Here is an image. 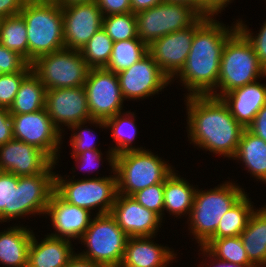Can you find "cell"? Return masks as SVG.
Returning <instances> with one entry per match:
<instances>
[{
	"label": "cell",
	"instance_id": "cell-24",
	"mask_svg": "<svg viewBox=\"0 0 266 267\" xmlns=\"http://www.w3.org/2000/svg\"><path fill=\"white\" fill-rule=\"evenodd\" d=\"M26 227L17 224L0 232V263L3 266L27 267L33 230Z\"/></svg>",
	"mask_w": 266,
	"mask_h": 267
},
{
	"label": "cell",
	"instance_id": "cell-48",
	"mask_svg": "<svg viewBox=\"0 0 266 267\" xmlns=\"http://www.w3.org/2000/svg\"><path fill=\"white\" fill-rule=\"evenodd\" d=\"M165 0H130L133 13L154 7Z\"/></svg>",
	"mask_w": 266,
	"mask_h": 267
},
{
	"label": "cell",
	"instance_id": "cell-41",
	"mask_svg": "<svg viewBox=\"0 0 266 267\" xmlns=\"http://www.w3.org/2000/svg\"><path fill=\"white\" fill-rule=\"evenodd\" d=\"M103 16L132 12L130 0H96Z\"/></svg>",
	"mask_w": 266,
	"mask_h": 267
},
{
	"label": "cell",
	"instance_id": "cell-11",
	"mask_svg": "<svg viewBox=\"0 0 266 267\" xmlns=\"http://www.w3.org/2000/svg\"><path fill=\"white\" fill-rule=\"evenodd\" d=\"M137 37L148 46L155 40L191 26L200 15L190 6L163 1L135 13Z\"/></svg>",
	"mask_w": 266,
	"mask_h": 267
},
{
	"label": "cell",
	"instance_id": "cell-39",
	"mask_svg": "<svg viewBox=\"0 0 266 267\" xmlns=\"http://www.w3.org/2000/svg\"><path fill=\"white\" fill-rule=\"evenodd\" d=\"M237 29L247 38L252 45L255 54L258 57L260 65L266 70V21L260 28L259 33L253 36V32H250L249 27L244 24L242 19L236 20Z\"/></svg>",
	"mask_w": 266,
	"mask_h": 267
},
{
	"label": "cell",
	"instance_id": "cell-49",
	"mask_svg": "<svg viewBox=\"0 0 266 267\" xmlns=\"http://www.w3.org/2000/svg\"><path fill=\"white\" fill-rule=\"evenodd\" d=\"M65 267H102L101 265L88 260L75 252Z\"/></svg>",
	"mask_w": 266,
	"mask_h": 267
},
{
	"label": "cell",
	"instance_id": "cell-6",
	"mask_svg": "<svg viewBox=\"0 0 266 267\" xmlns=\"http://www.w3.org/2000/svg\"><path fill=\"white\" fill-rule=\"evenodd\" d=\"M27 28L28 62L65 48L59 4L24 3L19 13Z\"/></svg>",
	"mask_w": 266,
	"mask_h": 267
},
{
	"label": "cell",
	"instance_id": "cell-10",
	"mask_svg": "<svg viewBox=\"0 0 266 267\" xmlns=\"http://www.w3.org/2000/svg\"><path fill=\"white\" fill-rule=\"evenodd\" d=\"M30 65L46 90L84 86L90 69L80 50L68 48L40 56Z\"/></svg>",
	"mask_w": 266,
	"mask_h": 267
},
{
	"label": "cell",
	"instance_id": "cell-33",
	"mask_svg": "<svg viewBox=\"0 0 266 267\" xmlns=\"http://www.w3.org/2000/svg\"><path fill=\"white\" fill-rule=\"evenodd\" d=\"M203 247L214 258L241 265H253L248 259L240 236L210 238Z\"/></svg>",
	"mask_w": 266,
	"mask_h": 267
},
{
	"label": "cell",
	"instance_id": "cell-45",
	"mask_svg": "<svg viewBox=\"0 0 266 267\" xmlns=\"http://www.w3.org/2000/svg\"><path fill=\"white\" fill-rule=\"evenodd\" d=\"M232 0H202V17H214L221 13Z\"/></svg>",
	"mask_w": 266,
	"mask_h": 267
},
{
	"label": "cell",
	"instance_id": "cell-36",
	"mask_svg": "<svg viewBox=\"0 0 266 267\" xmlns=\"http://www.w3.org/2000/svg\"><path fill=\"white\" fill-rule=\"evenodd\" d=\"M94 124L96 128L99 126L100 128L107 129V125L103 120H90L88 122H80L78 124L73 125L70 130L73 131L74 134H71L70 146H72L71 154H80L89 150H99L96 144V138L94 136V131L90 128H86L88 126H84L85 124ZM83 127H85L83 129ZM77 131V132H76ZM90 138H89V137Z\"/></svg>",
	"mask_w": 266,
	"mask_h": 267
},
{
	"label": "cell",
	"instance_id": "cell-5",
	"mask_svg": "<svg viewBox=\"0 0 266 267\" xmlns=\"http://www.w3.org/2000/svg\"><path fill=\"white\" fill-rule=\"evenodd\" d=\"M266 77V70L247 38L237 29L226 41L220 61L216 91L210 96L221 98L238 87ZM217 89L219 92L217 93Z\"/></svg>",
	"mask_w": 266,
	"mask_h": 267
},
{
	"label": "cell",
	"instance_id": "cell-47",
	"mask_svg": "<svg viewBox=\"0 0 266 267\" xmlns=\"http://www.w3.org/2000/svg\"><path fill=\"white\" fill-rule=\"evenodd\" d=\"M200 250L202 251L201 254H203V257L207 256L211 261L213 260L211 262L213 264V267H255L254 265H241V264L230 263V262H226V261L214 258L203 246H200ZM211 263L210 264L207 263V265L210 267L212 266Z\"/></svg>",
	"mask_w": 266,
	"mask_h": 267
},
{
	"label": "cell",
	"instance_id": "cell-2",
	"mask_svg": "<svg viewBox=\"0 0 266 267\" xmlns=\"http://www.w3.org/2000/svg\"><path fill=\"white\" fill-rule=\"evenodd\" d=\"M215 19L216 16L209 17L195 31L186 63L175 76L188 90L186 97L207 96L216 91L223 49L237 24L227 27Z\"/></svg>",
	"mask_w": 266,
	"mask_h": 267
},
{
	"label": "cell",
	"instance_id": "cell-28",
	"mask_svg": "<svg viewBox=\"0 0 266 267\" xmlns=\"http://www.w3.org/2000/svg\"><path fill=\"white\" fill-rule=\"evenodd\" d=\"M173 172L164 181V211L178 217L190 215L196 188L186 178Z\"/></svg>",
	"mask_w": 266,
	"mask_h": 267
},
{
	"label": "cell",
	"instance_id": "cell-12",
	"mask_svg": "<svg viewBox=\"0 0 266 267\" xmlns=\"http://www.w3.org/2000/svg\"><path fill=\"white\" fill-rule=\"evenodd\" d=\"M84 88L92 119L106 121L124 110L119 80L113 71L106 68L89 69Z\"/></svg>",
	"mask_w": 266,
	"mask_h": 267
},
{
	"label": "cell",
	"instance_id": "cell-46",
	"mask_svg": "<svg viewBox=\"0 0 266 267\" xmlns=\"http://www.w3.org/2000/svg\"><path fill=\"white\" fill-rule=\"evenodd\" d=\"M23 4V0H0V18L19 14Z\"/></svg>",
	"mask_w": 266,
	"mask_h": 267
},
{
	"label": "cell",
	"instance_id": "cell-34",
	"mask_svg": "<svg viewBox=\"0 0 266 267\" xmlns=\"http://www.w3.org/2000/svg\"><path fill=\"white\" fill-rule=\"evenodd\" d=\"M113 40L100 28L91 39L80 49L87 66L91 68H105L110 60Z\"/></svg>",
	"mask_w": 266,
	"mask_h": 267
},
{
	"label": "cell",
	"instance_id": "cell-20",
	"mask_svg": "<svg viewBox=\"0 0 266 267\" xmlns=\"http://www.w3.org/2000/svg\"><path fill=\"white\" fill-rule=\"evenodd\" d=\"M46 214L50 216L54 232L49 235L68 240H79L92 220L88 209L64 201L55 191L50 198Z\"/></svg>",
	"mask_w": 266,
	"mask_h": 267
},
{
	"label": "cell",
	"instance_id": "cell-50",
	"mask_svg": "<svg viewBox=\"0 0 266 267\" xmlns=\"http://www.w3.org/2000/svg\"><path fill=\"white\" fill-rule=\"evenodd\" d=\"M173 3H180L190 6L200 16H202V0H165Z\"/></svg>",
	"mask_w": 266,
	"mask_h": 267
},
{
	"label": "cell",
	"instance_id": "cell-51",
	"mask_svg": "<svg viewBox=\"0 0 266 267\" xmlns=\"http://www.w3.org/2000/svg\"><path fill=\"white\" fill-rule=\"evenodd\" d=\"M96 0H59L58 4L61 7L67 6V5H74V4H81V3H91L95 2Z\"/></svg>",
	"mask_w": 266,
	"mask_h": 267
},
{
	"label": "cell",
	"instance_id": "cell-38",
	"mask_svg": "<svg viewBox=\"0 0 266 267\" xmlns=\"http://www.w3.org/2000/svg\"><path fill=\"white\" fill-rule=\"evenodd\" d=\"M31 71H20L0 75V107L9 109L13 104L22 80Z\"/></svg>",
	"mask_w": 266,
	"mask_h": 267
},
{
	"label": "cell",
	"instance_id": "cell-9",
	"mask_svg": "<svg viewBox=\"0 0 266 267\" xmlns=\"http://www.w3.org/2000/svg\"><path fill=\"white\" fill-rule=\"evenodd\" d=\"M94 216L80 239L87 250L79 255L102 267H118L124 256L128 236L110 213Z\"/></svg>",
	"mask_w": 266,
	"mask_h": 267
},
{
	"label": "cell",
	"instance_id": "cell-43",
	"mask_svg": "<svg viewBox=\"0 0 266 267\" xmlns=\"http://www.w3.org/2000/svg\"><path fill=\"white\" fill-rule=\"evenodd\" d=\"M14 139L11 114L7 108L0 107V146Z\"/></svg>",
	"mask_w": 266,
	"mask_h": 267
},
{
	"label": "cell",
	"instance_id": "cell-37",
	"mask_svg": "<svg viewBox=\"0 0 266 267\" xmlns=\"http://www.w3.org/2000/svg\"><path fill=\"white\" fill-rule=\"evenodd\" d=\"M132 196L139 204L157 213L161 219L163 218L164 182L148 186Z\"/></svg>",
	"mask_w": 266,
	"mask_h": 267
},
{
	"label": "cell",
	"instance_id": "cell-22",
	"mask_svg": "<svg viewBox=\"0 0 266 267\" xmlns=\"http://www.w3.org/2000/svg\"><path fill=\"white\" fill-rule=\"evenodd\" d=\"M155 237H128L122 267H167L173 263L174 250L161 244H154Z\"/></svg>",
	"mask_w": 266,
	"mask_h": 267
},
{
	"label": "cell",
	"instance_id": "cell-3",
	"mask_svg": "<svg viewBox=\"0 0 266 267\" xmlns=\"http://www.w3.org/2000/svg\"><path fill=\"white\" fill-rule=\"evenodd\" d=\"M54 191L55 174L18 177L0 171V222H10L31 214L46 215Z\"/></svg>",
	"mask_w": 266,
	"mask_h": 267
},
{
	"label": "cell",
	"instance_id": "cell-7",
	"mask_svg": "<svg viewBox=\"0 0 266 267\" xmlns=\"http://www.w3.org/2000/svg\"><path fill=\"white\" fill-rule=\"evenodd\" d=\"M154 154L145 148L115 156L118 194L132 196L139 190L165 181L174 169L168 161Z\"/></svg>",
	"mask_w": 266,
	"mask_h": 267
},
{
	"label": "cell",
	"instance_id": "cell-15",
	"mask_svg": "<svg viewBox=\"0 0 266 267\" xmlns=\"http://www.w3.org/2000/svg\"><path fill=\"white\" fill-rule=\"evenodd\" d=\"M200 16L191 26L169 33L148 46V53L161 70L171 79L184 67L195 31L207 20Z\"/></svg>",
	"mask_w": 266,
	"mask_h": 267
},
{
	"label": "cell",
	"instance_id": "cell-25",
	"mask_svg": "<svg viewBox=\"0 0 266 267\" xmlns=\"http://www.w3.org/2000/svg\"><path fill=\"white\" fill-rule=\"evenodd\" d=\"M135 114L134 112L130 111H123L120 113H117L115 116H112L111 118L107 119L105 121L107 125V129L111 130L113 140L115 142V146L111 147L108 150L107 154V162L111 166L110 170H112L111 173L115 171V156L127 152V151H133V150H144L143 147H135L132 145L134 140L137 137V125L135 124Z\"/></svg>",
	"mask_w": 266,
	"mask_h": 267
},
{
	"label": "cell",
	"instance_id": "cell-8",
	"mask_svg": "<svg viewBox=\"0 0 266 267\" xmlns=\"http://www.w3.org/2000/svg\"><path fill=\"white\" fill-rule=\"evenodd\" d=\"M106 177L67 179L55 174V192L66 202L88 209L92 212L96 207V215L109 214L118 195L117 175ZM59 175V176H58ZM65 179V180H64ZM92 210V211H91Z\"/></svg>",
	"mask_w": 266,
	"mask_h": 267
},
{
	"label": "cell",
	"instance_id": "cell-42",
	"mask_svg": "<svg viewBox=\"0 0 266 267\" xmlns=\"http://www.w3.org/2000/svg\"><path fill=\"white\" fill-rule=\"evenodd\" d=\"M71 155L75 159L76 164L78 163L77 164L78 168H80L81 166L80 170H83L84 168L86 171L90 173V169L92 172L94 167L95 168L99 167L100 161L102 160L101 155L103 154L101 153V150H89L80 154H71Z\"/></svg>",
	"mask_w": 266,
	"mask_h": 267
},
{
	"label": "cell",
	"instance_id": "cell-23",
	"mask_svg": "<svg viewBox=\"0 0 266 267\" xmlns=\"http://www.w3.org/2000/svg\"><path fill=\"white\" fill-rule=\"evenodd\" d=\"M71 240L45 235L39 242L33 232L27 267H65L75 255Z\"/></svg>",
	"mask_w": 266,
	"mask_h": 267
},
{
	"label": "cell",
	"instance_id": "cell-4",
	"mask_svg": "<svg viewBox=\"0 0 266 267\" xmlns=\"http://www.w3.org/2000/svg\"><path fill=\"white\" fill-rule=\"evenodd\" d=\"M217 186L206 191L196 188L194 194L187 219L190 221V233L198 246H203L216 233L223 214L246 194L243 188L230 181Z\"/></svg>",
	"mask_w": 266,
	"mask_h": 267
},
{
	"label": "cell",
	"instance_id": "cell-16",
	"mask_svg": "<svg viewBox=\"0 0 266 267\" xmlns=\"http://www.w3.org/2000/svg\"><path fill=\"white\" fill-rule=\"evenodd\" d=\"M45 109L61 133L64 132L60 128L62 124L70 129L75 124L92 120L84 86L46 90Z\"/></svg>",
	"mask_w": 266,
	"mask_h": 267
},
{
	"label": "cell",
	"instance_id": "cell-18",
	"mask_svg": "<svg viewBox=\"0 0 266 267\" xmlns=\"http://www.w3.org/2000/svg\"><path fill=\"white\" fill-rule=\"evenodd\" d=\"M61 8L65 48L80 50L102 28V12L96 1Z\"/></svg>",
	"mask_w": 266,
	"mask_h": 267
},
{
	"label": "cell",
	"instance_id": "cell-30",
	"mask_svg": "<svg viewBox=\"0 0 266 267\" xmlns=\"http://www.w3.org/2000/svg\"><path fill=\"white\" fill-rule=\"evenodd\" d=\"M253 202L245 194L235 205L223 214L211 238L240 236L246 228L251 214L254 212Z\"/></svg>",
	"mask_w": 266,
	"mask_h": 267
},
{
	"label": "cell",
	"instance_id": "cell-29",
	"mask_svg": "<svg viewBox=\"0 0 266 267\" xmlns=\"http://www.w3.org/2000/svg\"><path fill=\"white\" fill-rule=\"evenodd\" d=\"M45 86L31 71L20 84L13 104L10 106L11 115L37 112L45 108Z\"/></svg>",
	"mask_w": 266,
	"mask_h": 267
},
{
	"label": "cell",
	"instance_id": "cell-21",
	"mask_svg": "<svg viewBox=\"0 0 266 267\" xmlns=\"http://www.w3.org/2000/svg\"><path fill=\"white\" fill-rule=\"evenodd\" d=\"M221 99L236 121L247 128L258 111L266 104V84L255 81L231 90Z\"/></svg>",
	"mask_w": 266,
	"mask_h": 267
},
{
	"label": "cell",
	"instance_id": "cell-17",
	"mask_svg": "<svg viewBox=\"0 0 266 267\" xmlns=\"http://www.w3.org/2000/svg\"><path fill=\"white\" fill-rule=\"evenodd\" d=\"M57 165L44 151L25 142L12 139L0 146V171L14 175L55 174Z\"/></svg>",
	"mask_w": 266,
	"mask_h": 267
},
{
	"label": "cell",
	"instance_id": "cell-52",
	"mask_svg": "<svg viewBox=\"0 0 266 267\" xmlns=\"http://www.w3.org/2000/svg\"><path fill=\"white\" fill-rule=\"evenodd\" d=\"M24 3L58 4L59 0H23Z\"/></svg>",
	"mask_w": 266,
	"mask_h": 267
},
{
	"label": "cell",
	"instance_id": "cell-44",
	"mask_svg": "<svg viewBox=\"0 0 266 267\" xmlns=\"http://www.w3.org/2000/svg\"><path fill=\"white\" fill-rule=\"evenodd\" d=\"M247 129L266 142V104L258 111Z\"/></svg>",
	"mask_w": 266,
	"mask_h": 267
},
{
	"label": "cell",
	"instance_id": "cell-26",
	"mask_svg": "<svg viewBox=\"0 0 266 267\" xmlns=\"http://www.w3.org/2000/svg\"><path fill=\"white\" fill-rule=\"evenodd\" d=\"M240 238L249 261L255 267H266V205L251 214Z\"/></svg>",
	"mask_w": 266,
	"mask_h": 267
},
{
	"label": "cell",
	"instance_id": "cell-13",
	"mask_svg": "<svg viewBox=\"0 0 266 267\" xmlns=\"http://www.w3.org/2000/svg\"><path fill=\"white\" fill-rule=\"evenodd\" d=\"M11 120L15 140L31 144L44 151L55 163L59 162L63 136L45 108L33 113L11 115Z\"/></svg>",
	"mask_w": 266,
	"mask_h": 267
},
{
	"label": "cell",
	"instance_id": "cell-27",
	"mask_svg": "<svg viewBox=\"0 0 266 267\" xmlns=\"http://www.w3.org/2000/svg\"><path fill=\"white\" fill-rule=\"evenodd\" d=\"M233 159L245 163L252 177L266 183V142L262 138L245 128Z\"/></svg>",
	"mask_w": 266,
	"mask_h": 267
},
{
	"label": "cell",
	"instance_id": "cell-32",
	"mask_svg": "<svg viewBox=\"0 0 266 267\" xmlns=\"http://www.w3.org/2000/svg\"><path fill=\"white\" fill-rule=\"evenodd\" d=\"M0 44L28 61L27 28L20 14L0 18Z\"/></svg>",
	"mask_w": 266,
	"mask_h": 267
},
{
	"label": "cell",
	"instance_id": "cell-35",
	"mask_svg": "<svg viewBox=\"0 0 266 267\" xmlns=\"http://www.w3.org/2000/svg\"><path fill=\"white\" fill-rule=\"evenodd\" d=\"M102 28L113 42L139 39L137 19L133 12L103 16Z\"/></svg>",
	"mask_w": 266,
	"mask_h": 267
},
{
	"label": "cell",
	"instance_id": "cell-40",
	"mask_svg": "<svg viewBox=\"0 0 266 267\" xmlns=\"http://www.w3.org/2000/svg\"><path fill=\"white\" fill-rule=\"evenodd\" d=\"M32 71L30 63L19 53L0 44V75Z\"/></svg>",
	"mask_w": 266,
	"mask_h": 267
},
{
	"label": "cell",
	"instance_id": "cell-1",
	"mask_svg": "<svg viewBox=\"0 0 266 267\" xmlns=\"http://www.w3.org/2000/svg\"><path fill=\"white\" fill-rule=\"evenodd\" d=\"M187 136L190 144L228 159L235 156L245 128L221 98L187 96Z\"/></svg>",
	"mask_w": 266,
	"mask_h": 267
},
{
	"label": "cell",
	"instance_id": "cell-31",
	"mask_svg": "<svg viewBox=\"0 0 266 267\" xmlns=\"http://www.w3.org/2000/svg\"><path fill=\"white\" fill-rule=\"evenodd\" d=\"M148 54V45L140 39L113 42L110 60L105 67L109 71L119 73Z\"/></svg>",
	"mask_w": 266,
	"mask_h": 267
},
{
	"label": "cell",
	"instance_id": "cell-19",
	"mask_svg": "<svg viewBox=\"0 0 266 267\" xmlns=\"http://www.w3.org/2000/svg\"><path fill=\"white\" fill-rule=\"evenodd\" d=\"M110 215L128 237H155L161 217L139 204L133 196L118 194Z\"/></svg>",
	"mask_w": 266,
	"mask_h": 267
},
{
	"label": "cell",
	"instance_id": "cell-14",
	"mask_svg": "<svg viewBox=\"0 0 266 267\" xmlns=\"http://www.w3.org/2000/svg\"><path fill=\"white\" fill-rule=\"evenodd\" d=\"M117 77L124 100H140L159 94L172 82L149 53L117 73Z\"/></svg>",
	"mask_w": 266,
	"mask_h": 267
}]
</instances>
